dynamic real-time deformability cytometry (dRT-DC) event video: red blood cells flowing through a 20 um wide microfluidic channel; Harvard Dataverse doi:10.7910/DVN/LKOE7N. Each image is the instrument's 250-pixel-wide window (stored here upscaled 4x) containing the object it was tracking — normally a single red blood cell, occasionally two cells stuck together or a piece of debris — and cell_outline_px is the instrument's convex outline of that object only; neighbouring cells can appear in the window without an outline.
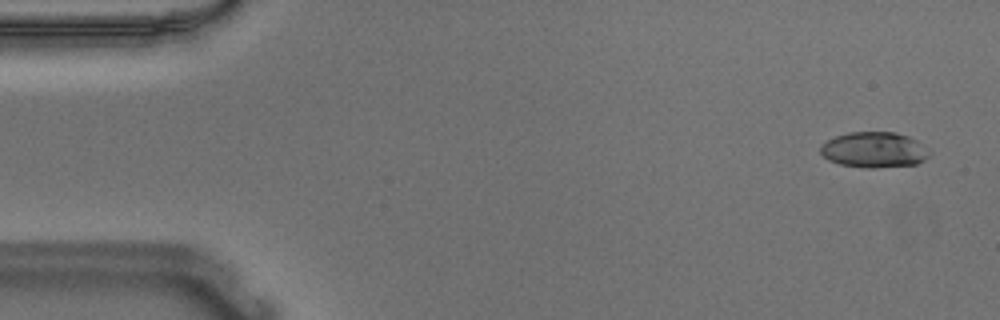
{"species": "Egyptian fruit bat (a non-hibernating species)", "species_latin": "Rousettus aegyptiacus", "temperature_condition": "warm", "stored_images_in_passage": 55, "camera_frame_rate_fps": 3000, "um_per_image_px": 0.085, "animal": {"sex": "male"}, "frame": {"image": 1, "passage_image": 3, "time_ms": 0.667, "image_size_px": [1000, 320], "cell_outline_px": [[932, 152], [924, 160], [916, 164], [876, 168], [864, 168], [840, 164], [828, 160], [820, 152], [820, 144], [836, 136], [848, 132], [896, 132], [908, 136], [916, 140]], "centroid_in_image_um": [74.3, 12.74], "position_along_channel_um": 10.7, "area_um2": 22.72}}
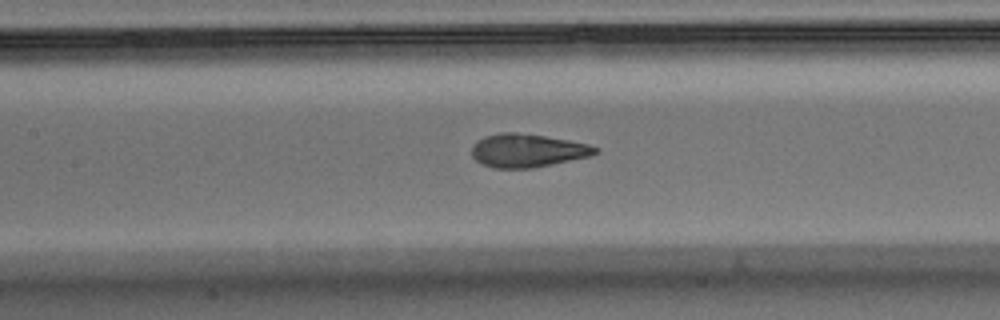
{"frame": {"image": 2, "passage_image": 25, "time_ms": 8.0, "image_size_px": [1000, 320], "cell_outline_px": [[600, 152], [592, 156], [532, 168], [492, 168], [476, 160], [472, 156], [472, 144], [484, 136], [500, 132], [516, 132], [544, 136], [568, 140], [588, 144], [600, 148]], "centroid_in_image_um": [44.85, 12.79], "position_along_channel_um": 162.6, "area_um2": 24.1}}
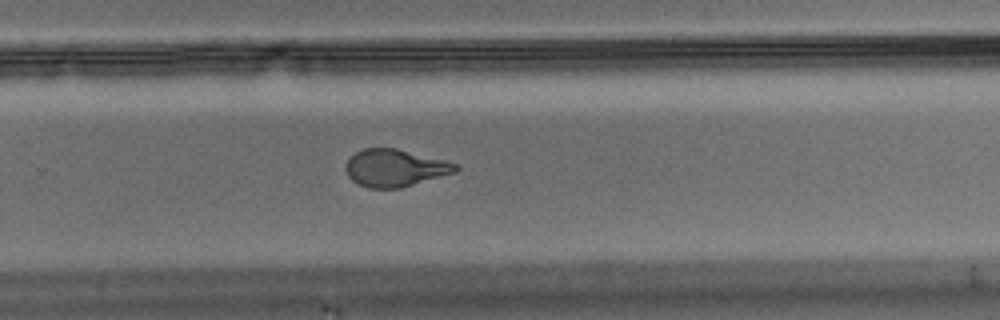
{"frame": {"image": 3, "passage_image": 36, "time_ms": 11.667, "image_size_px": [1000, 320], "cell_outline_px": [[460, 168], [456, 172], [400, 188], [368, 188], [352, 180], [348, 176], [344, 168], [348, 160], [356, 152], [364, 148], [396, 148], [444, 160], [456, 164]], "centroid_in_image_um": [33.56, 14.28], "position_along_channel_um": 296.2, "area_um2": 23.7}, "authors_computed_cell_mechanics": {"area_um2": 24.0448, "velocity_mm_per_s": 3.6594, "shape_relaxation_time_tau1_ms": 8.0244, "shape_relaxation_time_tau2_ms": 0.8939, "deformation_change_tau1": 0.2556, "deformation_change_tau2": 0.0825}}